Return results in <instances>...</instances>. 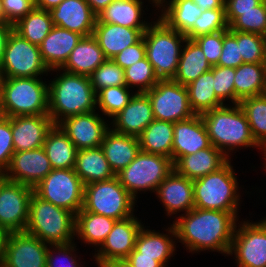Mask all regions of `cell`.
<instances>
[{
    "label": "cell",
    "mask_w": 266,
    "mask_h": 267,
    "mask_svg": "<svg viewBox=\"0 0 266 267\" xmlns=\"http://www.w3.org/2000/svg\"><path fill=\"white\" fill-rule=\"evenodd\" d=\"M237 213L194 207L173 221L176 239L191 253L211 250L228 255L237 228Z\"/></svg>",
    "instance_id": "1"
},
{
    "label": "cell",
    "mask_w": 266,
    "mask_h": 267,
    "mask_svg": "<svg viewBox=\"0 0 266 267\" xmlns=\"http://www.w3.org/2000/svg\"><path fill=\"white\" fill-rule=\"evenodd\" d=\"M57 76L48 84V115L54 125L66 117L97 110L96 93L88 76L66 71Z\"/></svg>",
    "instance_id": "2"
},
{
    "label": "cell",
    "mask_w": 266,
    "mask_h": 267,
    "mask_svg": "<svg viewBox=\"0 0 266 267\" xmlns=\"http://www.w3.org/2000/svg\"><path fill=\"white\" fill-rule=\"evenodd\" d=\"M200 115L210 143L228 158L231 150L233 152L241 146L245 149L246 147L262 149L253 138L246 115L239 104L232 106L225 104Z\"/></svg>",
    "instance_id": "3"
},
{
    "label": "cell",
    "mask_w": 266,
    "mask_h": 267,
    "mask_svg": "<svg viewBox=\"0 0 266 267\" xmlns=\"http://www.w3.org/2000/svg\"><path fill=\"white\" fill-rule=\"evenodd\" d=\"M25 232L48 245L74 243L75 215L66 209L42 200L33 193Z\"/></svg>",
    "instance_id": "4"
},
{
    "label": "cell",
    "mask_w": 266,
    "mask_h": 267,
    "mask_svg": "<svg viewBox=\"0 0 266 267\" xmlns=\"http://www.w3.org/2000/svg\"><path fill=\"white\" fill-rule=\"evenodd\" d=\"M0 96L6 117L48 115V84L42 77H1Z\"/></svg>",
    "instance_id": "5"
},
{
    "label": "cell",
    "mask_w": 266,
    "mask_h": 267,
    "mask_svg": "<svg viewBox=\"0 0 266 267\" xmlns=\"http://www.w3.org/2000/svg\"><path fill=\"white\" fill-rule=\"evenodd\" d=\"M231 159L219 170L193 180L194 207L204 210L238 212L240 194Z\"/></svg>",
    "instance_id": "6"
},
{
    "label": "cell",
    "mask_w": 266,
    "mask_h": 267,
    "mask_svg": "<svg viewBox=\"0 0 266 267\" xmlns=\"http://www.w3.org/2000/svg\"><path fill=\"white\" fill-rule=\"evenodd\" d=\"M156 21L148 26L143 35L146 57L160 80L173 79L183 47L181 44L187 37L170 28L161 18Z\"/></svg>",
    "instance_id": "7"
},
{
    "label": "cell",
    "mask_w": 266,
    "mask_h": 267,
    "mask_svg": "<svg viewBox=\"0 0 266 267\" xmlns=\"http://www.w3.org/2000/svg\"><path fill=\"white\" fill-rule=\"evenodd\" d=\"M135 201L115 176L84 185V202L80 211H89L118 221L134 215Z\"/></svg>",
    "instance_id": "8"
},
{
    "label": "cell",
    "mask_w": 266,
    "mask_h": 267,
    "mask_svg": "<svg viewBox=\"0 0 266 267\" xmlns=\"http://www.w3.org/2000/svg\"><path fill=\"white\" fill-rule=\"evenodd\" d=\"M174 170L171 158L141 151L116 174L120 184L136 199L138 191L155 193L161 182Z\"/></svg>",
    "instance_id": "9"
},
{
    "label": "cell",
    "mask_w": 266,
    "mask_h": 267,
    "mask_svg": "<svg viewBox=\"0 0 266 267\" xmlns=\"http://www.w3.org/2000/svg\"><path fill=\"white\" fill-rule=\"evenodd\" d=\"M33 193L76 215L84 202V184L74 169H52L34 188Z\"/></svg>",
    "instance_id": "10"
},
{
    "label": "cell",
    "mask_w": 266,
    "mask_h": 267,
    "mask_svg": "<svg viewBox=\"0 0 266 267\" xmlns=\"http://www.w3.org/2000/svg\"><path fill=\"white\" fill-rule=\"evenodd\" d=\"M48 72L51 71L42 60L39 46L12 29L0 64V77H43Z\"/></svg>",
    "instance_id": "11"
},
{
    "label": "cell",
    "mask_w": 266,
    "mask_h": 267,
    "mask_svg": "<svg viewBox=\"0 0 266 267\" xmlns=\"http://www.w3.org/2000/svg\"><path fill=\"white\" fill-rule=\"evenodd\" d=\"M145 93L156 120L176 123L196 115L189 103L187 87L172 79L159 80Z\"/></svg>",
    "instance_id": "12"
},
{
    "label": "cell",
    "mask_w": 266,
    "mask_h": 267,
    "mask_svg": "<svg viewBox=\"0 0 266 267\" xmlns=\"http://www.w3.org/2000/svg\"><path fill=\"white\" fill-rule=\"evenodd\" d=\"M240 223L228 256L234 254L237 267H266V218L256 223L248 220Z\"/></svg>",
    "instance_id": "13"
},
{
    "label": "cell",
    "mask_w": 266,
    "mask_h": 267,
    "mask_svg": "<svg viewBox=\"0 0 266 267\" xmlns=\"http://www.w3.org/2000/svg\"><path fill=\"white\" fill-rule=\"evenodd\" d=\"M33 188L12 182L4 177L0 179V227L9 232H24L30 210Z\"/></svg>",
    "instance_id": "14"
},
{
    "label": "cell",
    "mask_w": 266,
    "mask_h": 267,
    "mask_svg": "<svg viewBox=\"0 0 266 267\" xmlns=\"http://www.w3.org/2000/svg\"><path fill=\"white\" fill-rule=\"evenodd\" d=\"M138 219L133 215L115 222L99 250L95 251L94 261L98 267L108 262L125 260L135 249L137 235L143 227Z\"/></svg>",
    "instance_id": "15"
},
{
    "label": "cell",
    "mask_w": 266,
    "mask_h": 267,
    "mask_svg": "<svg viewBox=\"0 0 266 267\" xmlns=\"http://www.w3.org/2000/svg\"><path fill=\"white\" fill-rule=\"evenodd\" d=\"M95 111L66 117L57 125L73 142L77 150L100 147L111 128ZM110 126V127H109Z\"/></svg>",
    "instance_id": "16"
},
{
    "label": "cell",
    "mask_w": 266,
    "mask_h": 267,
    "mask_svg": "<svg viewBox=\"0 0 266 267\" xmlns=\"http://www.w3.org/2000/svg\"><path fill=\"white\" fill-rule=\"evenodd\" d=\"M49 245L24 232H10L3 267H46Z\"/></svg>",
    "instance_id": "17"
},
{
    "label": "cell",
    "mask_w": 266,
    "mask_h": 267,
    "mask_svg": "<svg viewBox=\"0 0 266 267\" xmlns=\"http://www.w3.org/2000/svg\"><path fill=\"white\" fill-rule=\"evenodd\" d=\"M52 171L50 161L43 147L14 152L9 167L2 176L12 182L34 188Z\"/></svg>",
    "instance_id": "18"
},
{
    "label": "cell",
    "mask_w": 266,
    "mask_h": 267,
    "mask_svg": "<svg viewBox=\"0 0 266 267\" xmlns=\"http://www.w3.org/2000/svg\"><path fill=\"white\" fill-rule=\"evenodd\" d=\"M49 13L55 26L76 32L83 37L93 35L97 15L86 0H63Z\"/></svg>",
    "instance_id": "19"
},
{
    "label": "cell",
    "mask_w": 266,
    "mask_h": 267,
    "mask_svg": "<svg viewBox=\"0 0 266 267\" xmlns=\"http://www.w3.org/2000/svg\"><path fill=\"white\" fill-rule=\"evenodd\" d=\"M156 197L163 203L166 215L189 212L194 208L193 180L173 170L158 186Z\"/></svg>",
    "instance_id": "20"
},
{
    "label": "cell",
    "mask_w": 266,
    "mask_h": 267,
    "mask_svg": "<svg viewBox=\"0 0 266 267\" xmlns=\"http://www.w3.org/2000/svg\"><path fill=\"white\" fill-rule=\"evenodd\" d=\"M49 115L11 117L15 152L29 151L43 146L48 131L53 127Z\"/></svg>",
    "instance_id": "21"
},
{
    "label": "cell",
    "mask_w": 266,
    "mask_h": 267,
    "mask_svg": "<svg viewBox=\"0 0 266 267\" xmlns=\"http://www.w3.org/2000/svg\"><path fill=\"white\" fill-rule=\"evenodd\" d=\"M152 105L146 93L135 92L129 103L112 118V130L138 137L154 120Z\"/></svg>",
    "instance_id": "22"
},
{
    "label": "cell",
    "mask_w": 266,
    "mask_h": 267,
    "mask_svg": "<svg viewBox=\"0 0 266 267\" xmlns=\"http://www.w3.org/2000/svg\"><path fill=\"white\" fill-rule=\"evenodd\" d=\"M211 145L209 135L200 114L174 123L172 161L194 154Z\"/></svg>",
    "instance_id": "23"
},
{
    "label": "cell",
    "mask_w": 266,
    "mask_h": 267,
    "mask_svg": "<svg viewBox=\"0 0 266 267\" xmlns=\"http://www.w3.org/2000/svg\"><path fill=\"white\" fill-rule=\"evenodd\" d=\"M147 28H128L107 22H96L93 36L107 59L138 43Z\"/></svg>",
    "instance_id": "24"
},
{
    "label": "cell",
    "mask_w": 266,
    "mask_h": 267,
    "mask_svg": "<svg viewBox=\"0 0 266 267\" xmlns=\"http://www.w3.org/2000/svg\"><path fill=\"white\" fill-rule=\"evenodd\" d=\"M82 37L76 32L54 25L39 45L42 60L48 69L61 68Z\"/></svg>",
    "instance_id": "25"
},
{
    "label": "cell",
    "mask_w": 266,
    "mask_h": 267,
    "mask_svg": "<svg viewBox=\"0 0 266 267\" xmlns=\"http://www.w3.org/2000/svg\"><path fill=\"white\" fill-rule=\"evenodd\" d=\"M230 158L212 144L202 150L178 158L174 170L188 179L195 180L223 167Z\"/></svg>",
    "instance_id": "26"
},
{
    "label": "cell",
    "mask_w": 266,
    "mask_h": 267,
    "mask_svg": "<svg viewBox=\"0 0 266 267\" xmlns=\"http://www.w3.org/2000/svg\"><path fill=\"white\" fill-rule=\"evenodd\" d=\"M107 58L93 36L82 37L70 53L68 60L61 68L50 71H66L72 74L90 76Z\"/></svg>",
    "instance_id": "27"
},
{
    "label": "cell",
    "mask_w": 266,
    "mask_h": 267,
    "mask_svg": "<svg viewBox=\"0 0 266 267\" xmlns=\"http://www.w3.org/2000/svg\"><path fill=\"white\" fill-rule=\"evenodd\" d=\"M100 147L115 174L126 168L141 150L138 137L117 133L111 128Z\"/></svg>",
    "instance_id": "28"
},
{
    "label": "cell",
    "mask_w": 266,
    "mask_h": 267,
    "mask_svg": "<svg viewBox=\"0 0 266 267\" xmlns=\"http://www.w3.org/2000/svg\"><path fill=\"white\" fill-rule=\"evenodd\" d=\"M166 231H168V235L145 229L143 224L135 242V249L140 253V256L155 257V260L163 267L168 266V260L171 256L173 257L176 250V241H173L176 240V231L173 224Z\"/></svg>",
    "instance_id": "29"
},
{
    "label": "cell",
    "mask_w": 266,
    "mask_h": 267,
    "mask_svg": "<svg viewBox=\"0 0 266 267\" xmlns=\"http://www.w3.org/2000/svg\"><path fill=\"white\" fill-rule=\"evenodd\" d=\"M149 1L155 4L152 6L158 8V0ZM143 3L142 0H114L97 15L96 22H107L128 28H148L152 22H143Z\"/></svg>",
    "instance_id": "30"
},
{
    "label": "cell",
    "mask_w": 266,
    "mask_h": 267,
    "mask_svg": "<svg viewBox=\"0 0 266 267\" xmlns=\"http://www.w3.org/2000/svg\"><path fill=\"white\" fill-rule=\"evenodd\" d=\"M74 170L84 185L116 176L101 147L78 150Z\"/></svg>",
    "instance_id": "31"
},
{
    "label": "cell",
    "mask_w": 266,
    "mask_h": 267,
    "mask_svg": "<svg viewBox=\"0 0 266 267\" xmlns=\"http://www.w3.org/2000/svg\"><path fill=\"white\" fill-rule=\"evenodd\" d=\"M42 147L52 169H74L78 150L58 125L48 131Z\"/></svg>",
    "instance_id": "32"
},
{
    "label": "cell",
    "mask_w": 266,
    "mask_h": 267,
    "mask_svg": "<svg viewBox=\"0 0 266 267\" xmlns=\"http://www.w3.org/2000/svg\"><path fill=\"white\" fill-rule=\"evenodd\" d=\"M211 68L199 44L187 38L182 47L177 72L172 80L187 86Z\"/></svg>",
    "instance_id": "33"
},
{
    "label": "cell",
    "mask_w": 266,
    "mask_h": 267,
    "mask_svg": "<svg viewBox=\"0 0 266 267\" xmlns=\"http://www.w3.org/2000/svg\"><path fill=\"white\" fill-rule=\"evenodd\" d=\"M235 104L266 93V63H242L235 68Z\"/></svg>",
    "instance_id": "34"
},
{
    "label": "cell",
    "mask_w": 266,
    "mask_h": 267,
    "mask_svg": "<svg viewBox=\"0 0 266 267\" xmlns=\"http://www.w3.org/2000/svg\"><path fill=\"white\" fill-rule=\"evenodd\" d=\"M168 1L158 0V7H162V13L159 18L170 28L182 34H186L194 26L195 21L202 14L203 10L192 0Z\"/></svg>",
    "instance_id": "35"
},
{
    "label": "cell",
    "mask_w": 266,
    "mask_h": 267,
    "mask_svg": "<svg viewBox=\"0 0 266 267\" xmlns=\"http://www.w3.org/2000/svg\"><path fill=\"white\" fill-rule=\"evenodd\" d=\"M174 123L154 119L138 136L141 151L172 159Z\"/></svg>",
    "instance_id": "36"
},
{
    "label": "cell",
    "mask_w": 266,
    "mask_h": 267,
    "mask_svg": "<svg viewBox=\"0 0 266 267\" xmlns=\"http://www.w3.org/2000/svg\"><path fill=\"white\" fill-rule=\"evenodd\" d=\"M117 220L89 211L75 215V236L84 243L100 247Z\"/></svg>",
    "instance_id": "37"
},
{
    "label": "cell",
    "mask_w": 266,
    "mask_h": 267,
    "mask_svg": "<svg viewBox=\"0 0 266 267\" xmlns=\"http://www.w3.org/2000/svg\"><path fill=\"white\" fill-rule=\"evenodd\" d=\"M214 76L211 70L200 75L186 87L189 103L195 114H202L225 105L215 94Z\"/></svg>",
    "instance_id": "38"
},
{
    "label": "cell",
    "mask_w": 266,
    "mask_h": 267,
    "mask_svg": "<svg viewBox=\"0 0 266 267\" xmlns=\"http://www.w3.org/2000/svg\"><path fill=\"white\" fill-rule=\"evenodd\" d=\"M53 26L49 11L34 7L13 25V30L30 43L39 46Z\"/></svg>",
    "instance_id": "39"
},
{
    "label": "cell",
    "mask_w": 266,
    "mask_h": 267,
    "mask_svg": "<svg viewBox=\"0 0 266 267\" xmlns=\"http://www.w3.org/2000/svg\"><path fill=\"white\" fill-rule=\"evenodd\" d=\"M229 30L266 36V0L248 11H225Z\"/></svg>",
    "instance_id": "40"
},
{
    "label": "cell",
    "mask_w": 266,
    "mask_h": 267,
    "mask_svg": "<svg viewBox=\"0 0 266 267\" xmlns=\"http://www.w3.org/2000/svg\"><path fill=\"white\" fill-rule=\"evenodd\" d=\"M239 106L246 115L253 138L263 148L266 145V93L244 98Z\"/></svg>",
    "instance_id": "41"
},
{
    "label": "cell",
    "mask_w": 266,
    "mask_h": 267,
    "mask_svg": "<svg viewBox=\"0 0 266 267\" xmlns=\"http://www.w3.org/2000/svg\"><path fill=\"white\" fill-rule=\"evenodd\" d=\"M127 86H111L101 89L96 93V108L102 111V115L113 118L130 101L134 95L129 94Z\"/></svg>",
    "instance_id": "42"
},
{
    "label": "cell",
    "mask_w": 266,
    "mask_h": 267,
    "mask_svg": "<svg viewBox=\"0 0 266 267\" xmlns=\"http://www.w3.org/2000/svg\"><path fill=\"white\" fill-rule=\"evenodd\" d=\"M237 39L243 63H266L265 36L229 30Z\"/></svg>",
    "instance_id": "43"
},
{
    "label": "cell",
    "mask_w": 266,
    "mask_h": 267,
    "mask_svg": "<svg viewBox=\"0 0 266 267\" xmlns=\"http://www.w3.org/2000/svg\"><path fill=\"white\" fill-rule=\"evenodd\" d=\"M128 88L137 87L138 93H145L160 80L147 57L124 69Z\"/></svg>",
    "instance_id": "44"
},
{
    "label": "cell",
    "mask_w": 266,
    "mask_h": 267,
    "mask_svg": "<svg viewBox=\"0 0 266 267\" xmlns=\"http://www.w3.org/2000/svg\"><path fill=\"white\" fill-rule=\"evenodd\" d=\"M227 29L225 9H209L202 11L194 26L185 35L187 38L194 40L199 36Z\"/></svg>",
    "instance_id": "45"
},
{
    "label": "cell",
    "mask_w": 266,
    "mask_h": 267,
    "mask_svg": "<svg viewBox=\"0 0 266 267\" xmlns=\"http://www.w3.org/2000/svg\"><path fill=\"white\" fill-rule=\"evenodd\" d=\"M95 93L111 86H127L124 69L107 59L89 76Z\"/></svg>",
    "instance_id": "46"
},
{
    "label": "cell",
    "mask_w": 266,
    "mask_h": 267,
    "mask_svg": "<svg viewBox=\"0 0 266 267\" xmlns=\"http://www.w3.org/2000/svg\"><path fill=\"white\" fill-rule=\"evenodd\" d=\"M211 71L214 76V91L216 96L224 103L231 100L235 104L234 77L235 68L212 66Z\"/></svg>",
    "instance_id": "47"
},
{
    "label": "cell",
    "mask_w": 266,
    "mask_h": 267,
    "mask_svg": "<svg viewBox=\"0 0 266 267\" xmlns=\"http://www.w3.org/2000/svg\"><path fill=\"white\" fill-rule=\"evenodd\" d=\"M75 246V243L65 245H49L47 250L46 267H81V262H77L79 260H76V257L78 256L74 253L76 251ZM54 254H58L59 256L56 255L55 257ZM60 256L63 257L62 260ZM58 259H60V261ZM57 261L60 262L59 265Z\"/></svg>",
    "instance_id": "48"
},
{
    "label": "cell",
    "mask_w": 266,
    "mask_h": 267,
    "mask_svg": "<svg viewBox=\"0 0 266 267\" xmlns=\"http://www.w3.org/2000/svg\"><path fill=\"white\" fill-rule=\"evenodd\" d=\"M13 136L11 130V117L0 120V173L3 174L9 167L14 154Z\"/></svg>",
    "instance_id": "49"
},
{
    "label": "cell",
    "mask_w": 266,
    "mask_h": 267,
    "mask_svg": "<svg viewBox=\"0 0 266 267\" xmlns=\"http://www.w3.org/2000/svg\"><path fill=\"white\" fill-rule=\"evenodd\" d=\"M243 63L236 37L229 31L223 30V47L216 66L237 68Z\"/></svg>",
    "instance_id": "50"
},
{
    "label": "cell",
    "mask_w": 266,
    "mask_h": 267,
    "mask_svg": "<svg viewBox=\"0 0 266 267\" xmlns=\"http://www.w3.org/2000/svg\"><path fill=\"white\" fill-rule=\"evenodd\" d=\"M194 40L201 47L207 61L211 64V66H216L222 52L223 31L202 35Z\"/></svg>",
    "instance_id": "51"
},
{
    "label": "cell",
    "mask_w": 266,
    "mask_h": 267,
    "mask_svg": "<svg viewBox=\"0 0 266 267\" xmlns=\"http://www.w3.org/2000/svg\"><path fill=\"white\" fill-rule=\"evenodd\" d=\"M2 5L4 23L14 25L35 7V0H2Z\"/></svg>",
    "instance_id": "52"
},
{
    "label": "cell",
    "mask_w": 266,
    "mask_h": 267,
    "mask_svg": "<svg viewBox=\"0 0 266 267\" xmlns=\"http://www.w3.org/2000/svg\"><path fill=\"white\" fill-rule=\"evenodd\" d=\"M146 57V47L142 38L138 43L129 46L114 56L112 60L121 68L126 69Z\"/></svg>",
    "instance_id": "53"
},
{
    "label": "cell",
    "mask_w": 266,
    "mask_h": 267,
    "mask_svg": "<svg viewBox=\"0 0 266 267\" xmlns=\"http://www.w3.org/2000/svg\"><path fill=\"white\" fill-rule=\"evenodd\" d=\"M125 261L132 267H163L155 257L140 256V253L134 249Z\"/></svg>",
    "instance_id": "54"
},
{
    "label": "cell",
    "mask_w": 266,
    "mask_h": 267,
    "mask_svg": "<svg viewBox=\"0 0 266 267\" xmlns=\"http://www.w3.org/2000/svg\"><path fill=\"white\" fill-rule=\"evenodd\" d=\"M263 0H225V11H248L254 10Z\"/></svg>",
    "instance_id": "55"
},
{
    "label": "cell",
    "mask_w": 266,
    "mask_h": 267,
    "mask_svg": "<svg viewBox=\"0 0 266 267\" xmlns=\"http://www.w3.org/2000/svg\"><path fill=\"white\" fill-rule=\"evenodd\" d=\"M13 25L9 23L0 22V64L3 59L4 49L6 47V42L9 37Z\"/></svg>",
    "instance_id": "56"
},
{
    "label": "cell",
    "mask_w": 266,
    "mask_h": 267,
    "mask_svg": "<svg viewBox=\"0 0 266 267\" xmlns=\"http://www.w3.org/2000/svg\"><path fill=\"white\" fill-rule=\"evenodd\" d=\"M203 11L209 9H225V0H192Z\"/></svg>",
    "instance_id": "57"
},
{
    "label": "cell",
    "mask_w": 266,
    "mask_h": 267,
    "mask_svg": "<svg viewBox=\"0 0 266 267\" xmlns=\"http://www.w3.org/2000/svg\"><path fill=\"white\" fill-rule=\"evenodd\" d=\"M113 1L114 0H86V2L89 4L90 8L96 15L103 11Z\"/></svg>",
    "instance_id": "58"
},
{
    "label": "cell",
    "mask_w": 266,
    "mask_h": 267,
    "mask_svg": "<svg viewBox=\"0 0 266 267\" xmlns=\"http://www.w3.org/2000/svg\"><path fill=\"white\" fill-rule=\"evenodd\" d=\"M9 234L10 232L7 229L0 227V266H2L5 257L6 244Z\"/></svg>",
    "instance_id": "59"
},
{
    "label": "cell",
    "mask_w": 266,
    "mask_h": 267,
    "mask_svg": "<svg viewBox=\"0 0 266 267\" xmlns=\"http://www.w3.org/2000/svg\"><path fill=\"white\" fill-rule=\"evenodd\" d=\"M63 0H35V7L41 10L50 11L57 7Z\"/></svg>",
    "instance_id": "60"
},
{
    "label": "cell",
    "mask_w": 266,
    "mask_h": 267,
    "mask_svg": "<svg viewBox=\"0 0 266 267\" xmlns=\"http://www.w3.org/2000/svg\"><path fill=\"white\" fill-rule=\"evenodd\" d=\"M99 267H132L129 265L125 260H120V261H112L108 262L106 264H102Z\"/></svg>",
    "instance_id": "61"
},
{
    "label": "cell",
    "mask_w": 266,
    "mask_h": 267,
    "mask_svg": "<svg viewBox=\"0 0 266 267\" xmlns=\"http://www.w3.org/2000/svg\"><path fill=\"white\" fill-rule=\"evenodd\" d=\"M0 22H4V11H3L2 0H0Z\"/></svg>",
    "instance_id": "62"
},
{
    "label": "cell",
    "mask_w": 266,
    "mask_h": 267,
    "mask_svg": "<svg viewBox=\"0 0 266 267\" xmlns=\"http://www.w3.org/2000/svg\"><path fill=\"white\" fill-rule=\"evenodd\" d=\"M5 117L3 109H2V104L0 103V120Z\"/></svg>",
    "instance_id": "63"
},
{
    "label": "cell",
    "mask_w": 266,
    "mask_h": 267,
    "mask_svg": "<svg viewBox=\"0 0 266 267\" xmlns=\"http://www.w3.org/2000/svg\"><path fill=\"white\" fill-rule=\"evenodd\" d=\"M0 95H1V85H0ZM0 103H1V96H0Z\"/></svg>",
    "instance_id": "64"
}]
</instances>
